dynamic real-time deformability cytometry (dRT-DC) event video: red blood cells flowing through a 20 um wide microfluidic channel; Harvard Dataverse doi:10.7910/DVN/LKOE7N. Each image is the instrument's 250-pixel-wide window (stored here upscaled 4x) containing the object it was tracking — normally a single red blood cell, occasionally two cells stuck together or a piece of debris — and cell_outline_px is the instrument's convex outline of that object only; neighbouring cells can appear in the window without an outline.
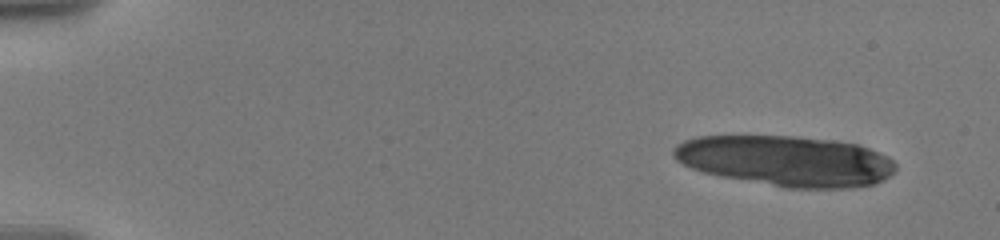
{"species": "human", "species_latin": "Homo sapiens", "temperature_condition": "warm", "stored_images_in_passage": 20, "camera_frame_rate_fps": 3000, "um_per_image_px": 0.085, "donor": {"sex": "male"}, "frame": {"image": 1, "passage_image": 1, "time_ms": 0.0, "image_size_px": [1000, 240], "cell_outline_px": [[896, 168], [884, 180], [872, 184], [852, 188], [788, 188], [720, 176], [704, 172], [692, 168], [676, 160], [672, 156], [672, 148], [676, 144], [684, 140], [700, 136], [792, 136], [832, 140], [856, 144], [868, 148], [888, 156], [896, 164]], "centroid_in_image_um": [66.79, 13.67], "position_along_channel_um": 18.2, "area_um2": 65.31}}